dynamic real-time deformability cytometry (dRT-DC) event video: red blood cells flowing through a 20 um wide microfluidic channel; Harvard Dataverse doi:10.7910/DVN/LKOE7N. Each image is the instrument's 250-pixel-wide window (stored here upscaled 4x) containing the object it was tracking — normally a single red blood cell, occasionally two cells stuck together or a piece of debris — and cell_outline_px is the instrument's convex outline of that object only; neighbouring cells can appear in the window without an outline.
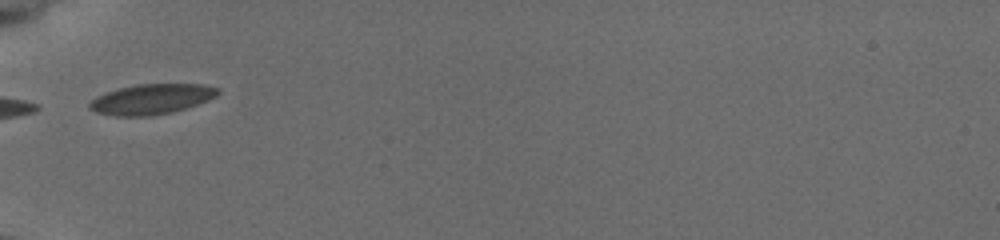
{"species": "common noctule bat (a hibernating species)", "species_latin": "Nyctalus noctula", "temperature_condition": "cold", "stored_images_in_passage": 3, "camera_frame_rate_fps": 3000, "um_per_image_px": 0.085, "animal": {"sex": "female", "body_mass_g": 19.5, "forearm_length_mm": 54.1}, "frame": {"image": 1, "passage_image": 1, "time_ms": 0.0, "image_size_px": [1000, 240], "cell_outline_px": [[220, 92], [216, 96], [208, 100], [172, 112], [152, 116], [116, 116], [96, 112], [88, 108], [88, 104], [96, 96], [104, 92], [136, 84], [204, 84], [220, 88]], "centroid_in_image_um": [12.87, 8.42], "position_along_channel_um": 72.1, "area_um2": 22.66}}